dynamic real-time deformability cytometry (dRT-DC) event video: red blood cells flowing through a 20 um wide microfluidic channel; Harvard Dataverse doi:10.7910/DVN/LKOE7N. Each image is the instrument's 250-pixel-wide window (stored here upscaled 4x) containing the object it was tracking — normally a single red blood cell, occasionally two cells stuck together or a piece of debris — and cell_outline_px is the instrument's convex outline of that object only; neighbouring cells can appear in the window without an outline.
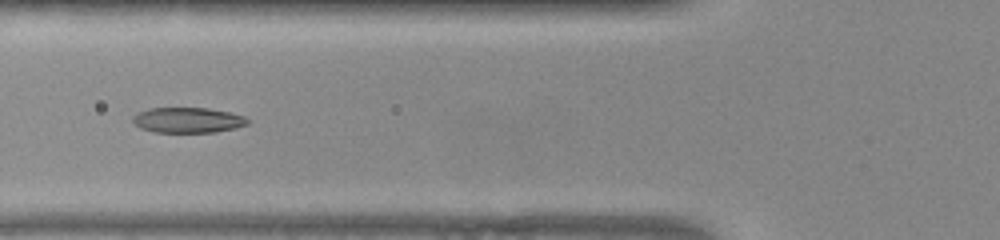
{"species": "common noctule bat (a hibernating species)", "species_latin": "Nyctalus noctula", "temperature_condition": "warm", "stored_images_in_passage": 42, "camera_frame_rate_fps": 3000, "um_per_image_px": 0.085, "animal": {"sex": "female", "body_mass_g": 22.0, "forearm_length_mm": 56.7}, "frame": {"image": 1, "passage_image": 8, "time_ms": 2.333, "image_size_px": [1000, 240], "cell_outline_px": [[248, 124], [236, 128], [216, 132], [152, 132], [140, 128], [132, 120], [132, 116], [148, 108], [208, 108], [228, 112], [244, 116], [248, 120]], "centroid_in_image_um": [15.95, 10.21], "position_along_channel_um": 109.8, "area_um2": 16.94}}
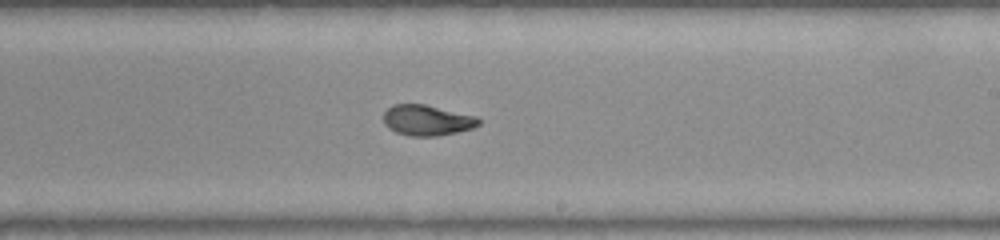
{"frame": {"image": 2, "passage_image": 19, "time_ms": 6.0, "image_size_px": [1000, 240], "cell_outline_px": [[480, 124], [472, 128], [456, 132], [436, 136], [408, 136], [396, 132], [388, 128], [384, 124], [384, 112], [392, 104], [424, 104], [476, 116], [480, 120]], "centroid_in_image_um": [36.27, 10.22], "position_along_channel_um": 252.7, "area_um2": 16.94}}
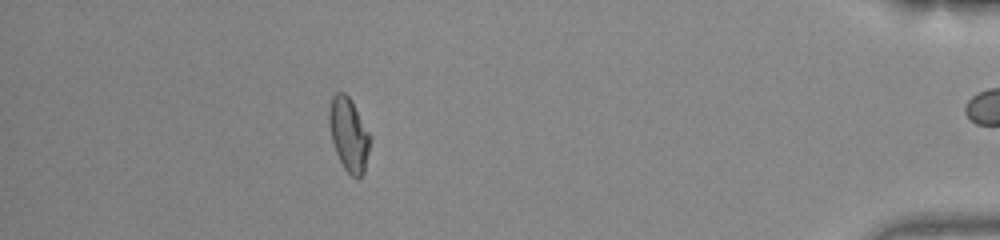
{"frame": {"image": 3, "passage_image": 35, "time_ms": 11.333, "image_size_px": [1000, 240], "cell_outline_px": [[372, 140], [364, 172], [360, 176], [352, 176], [344, 168], [336, 152], [332, 140], [328, 124], [328, 108], [332, 96], [336, 92], [344, 92], [348, 96], [372, 136]], "centroid_in_image_um": [29.65, 11.41], "position_along_channel_um": 405.6, "area_um2": 17.63}, "authors_computed_cell_mechanics": {"area_um2": 17.5712, "velocity_mm_per_s": 3.9138, "shape_relaxation_time_tau1_ms": 6.099, "shape_relaxation_time_tau2_ms": 1.4679, "deformation_change_tau1": 0.2238, "deformation_change_tau2": 0.0711}}